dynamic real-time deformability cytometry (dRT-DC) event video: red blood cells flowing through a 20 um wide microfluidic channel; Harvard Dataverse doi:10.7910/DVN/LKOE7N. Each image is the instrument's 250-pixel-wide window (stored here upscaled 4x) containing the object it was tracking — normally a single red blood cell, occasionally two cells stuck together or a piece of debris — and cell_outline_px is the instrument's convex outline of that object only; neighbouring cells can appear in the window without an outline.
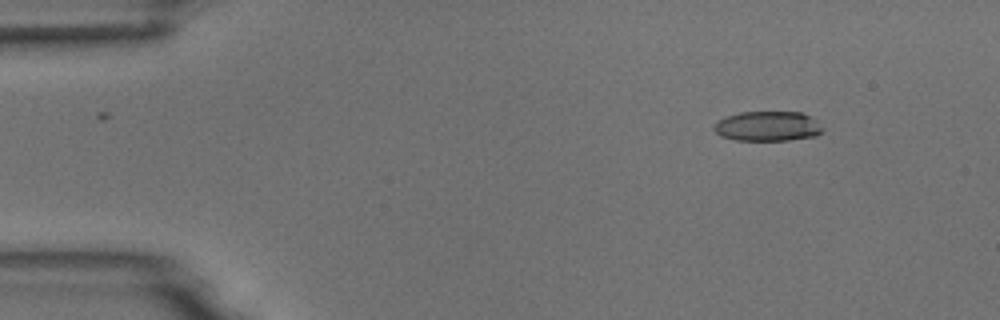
{"species": "common noctule bat (a hibernating species)", "species_latin": "Nyctalus noctula", "temperature_condition": "room temperature", "stored_images_in_passage": 7, "camera_frame_rate_fps": 3000, "um_per_image_px": 0.085, "animal": {"sex": "male", "body_mass_g": 18.8}, "frame": {"image": 1, "passage_image": 1, "time_ms": 0.0, "image_size_px": [1000, 320], "cell_outline_px": [[824, 128], [816, 136], [788, 140], [736, 140], [720, 136], [712, 128], [716, 120], [724, 116], [740, 112], [800, 112], [808, 116]], "centroid_in_image_um": [65.18, 10.73], "position_along_channel_um": 19.8, "area_um2": 18.9}}
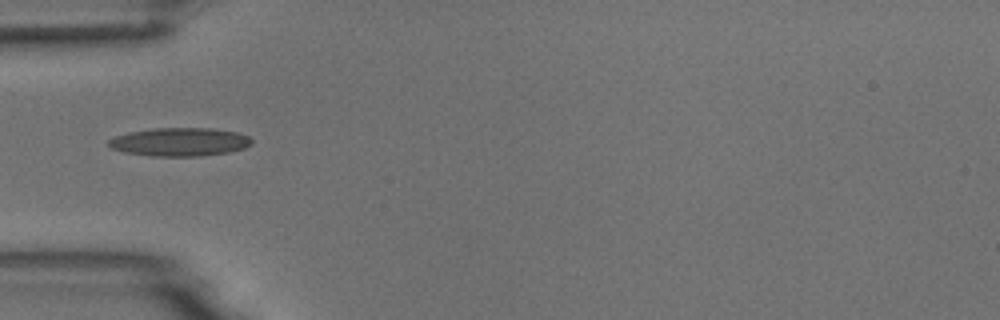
{"frame": {"image": 2, "passage_image": 4, "time_ms": 3.667, "image_size_px": [1000, 320], "cell_outline_px": [[252, 144], [244, 148], [228, 152], [200, 156], [152, 156], [128, 152], [112, 148], [108, 144], [108, 140], [116, 136], [132, 132], [152, 128], [216, 128], [236, 132], [248, 136], [252, 140]], "centroid_in_image_um": [15.33, 12.06], "position_along_channel_um": 69.7, "area_um2": 23.47}}